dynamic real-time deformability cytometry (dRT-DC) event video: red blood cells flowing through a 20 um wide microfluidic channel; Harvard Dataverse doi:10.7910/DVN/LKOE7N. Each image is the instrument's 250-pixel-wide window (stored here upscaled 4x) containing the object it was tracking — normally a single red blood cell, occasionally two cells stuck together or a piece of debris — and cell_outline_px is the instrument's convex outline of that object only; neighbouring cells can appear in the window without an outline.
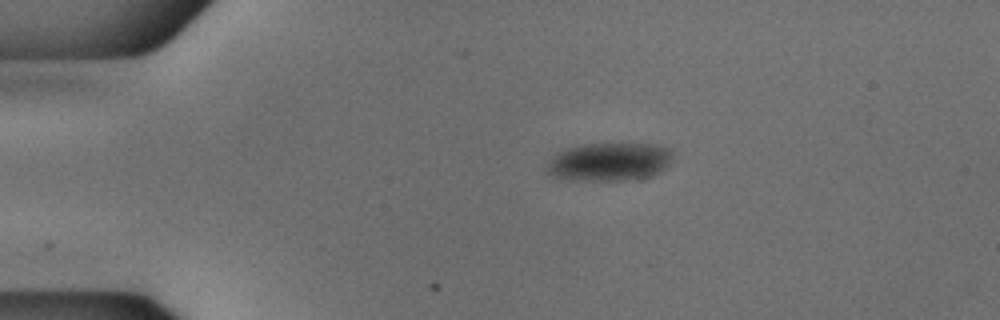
{"species": "common noctule bat (a hibernating species)", "species_latin": "Nyctalus noctula", "temperature_condition": "cold", "stored_images_in_passage": 44, "camera_frame_rate_fps": 3000, "um_per_image_px": 0.085, "animal": {"sex": "male", "body_mass_g": 18.8}, "frame": {"image": 1, "passage_image": 1, "time_ms": 0.0, "image_size_px": [1000, 320], "cell_outline_px": [[672, 160], [660, 172], [652, 176], [628, 180], [568, 180], [552, 176], [544, 168], [560, 152], [568, 148], [588, 144], [656, 144], [668, 148], [672, 152]], "centroid_in_image_um": [51.83, 13.77], "position_along_channel_um": 33.2, "area_um2": 27.86}}
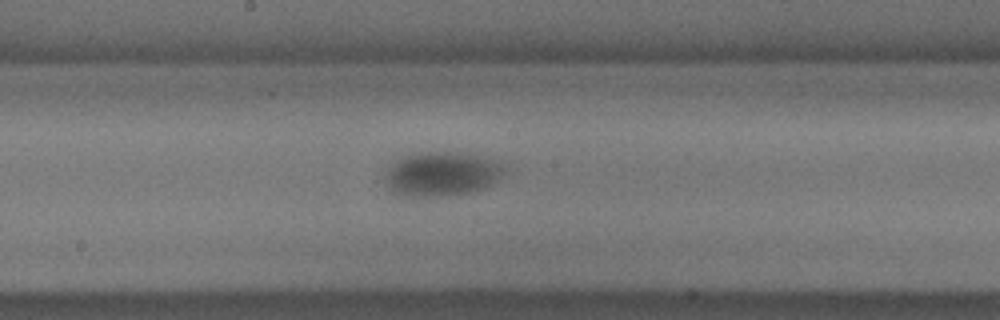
{"frame": {"image": 2, "passage_image": 19, "time_ms": 6.0, "image_size_px": [1000, 320], "cell_outline_px": [[504, 168], [500, 176], [496, 180], [484, 188], [468, 192], [440, 196], [412, 196], [392, 192], [384, 180], [384, 176], [388, 168], [396, 160], [404, 156], [428, 152], [456, 152], [496, 160], [504, 164]], "centroid_in_image_um": [37.51, 14.78], "position_along_channel_um": 210.7, "area_um2": 30.23}}
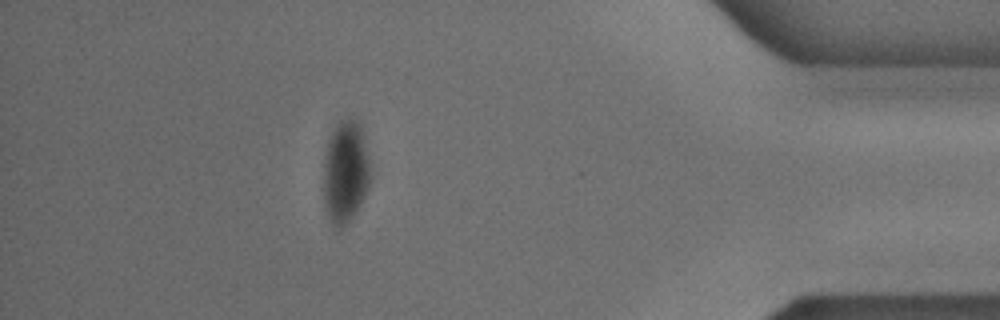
{"frame": {"image": 3, "passage_image": 38, "time_ms": 12.333, "image_size_px": [1000, 320], "cell_outline_px": [[368, 188], [356, 212], [340, 228], [332, 224], [324, 204], [324, 156], [328, 136], [336, 124], [340, 120], [360, 120], [364, 136], [368, 156]], "centroid_in_image_um": [29.34, 14.54], "position_along_channel_um": 405.9, "area_um2": 27.69}, "authors_computed_cell_mechanics": {"area_um2": 29.8537, "velocity_mm_per_s": 3.753, "shape_relaxation_time_tau1_ms": 4.3212, "shape_relaxation_time_tau2_ms": null, "deformation_change_tau1": 0.0772, "deformation_change_tau2": null}}